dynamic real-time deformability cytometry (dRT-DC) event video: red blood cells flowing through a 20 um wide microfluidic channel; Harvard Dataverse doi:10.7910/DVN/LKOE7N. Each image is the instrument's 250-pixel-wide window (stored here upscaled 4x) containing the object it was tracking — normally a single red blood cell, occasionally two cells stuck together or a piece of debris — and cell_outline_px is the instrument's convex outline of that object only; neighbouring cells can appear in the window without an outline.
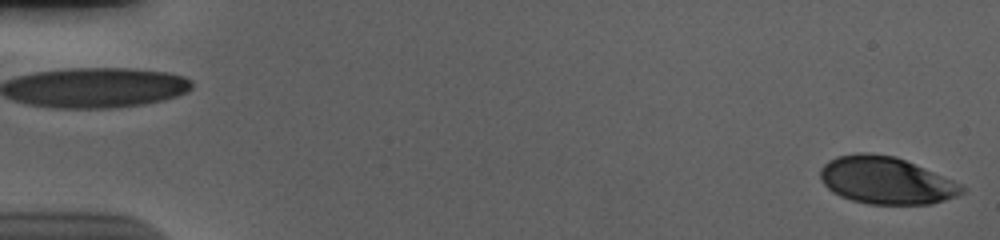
{"species": "human", "species_latin": "Homo sapiens", "temperature_condition": "cold", "stored_images_in_passage": 56, "camera_frame_rate_fps": 3000, "um_per_image_px": 0.085, "donor": {"sex": "male"}, "frame": {"image": 1, "passage_image": 1, "time_ms": 0.0, "image_size_px": [1000, 240], "cell_outline_px": [[964, 192], [956, 196], [932, 204], [868, 204], [852, 200], [840, 196], [832, 192], [820, 180], [820, 168], [828, 160], [836, 156], [856, 152], [868, 152], [896, 156], [952, 180], [960, 184], [964, 188]], "centroid_in_image_um": [75.26, 15.32], "position_along_channel_um": 9.7, "area_um2": 39.02}}
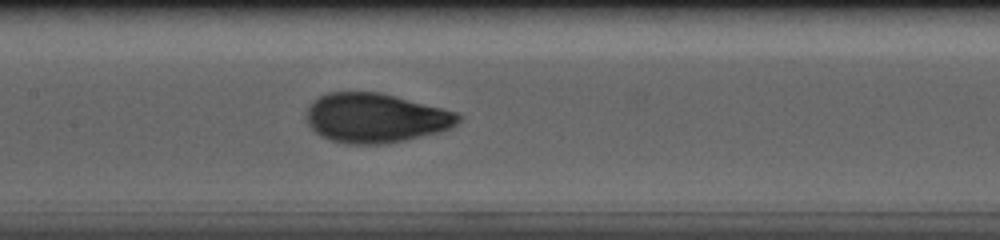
{"frame": {"image": 2, "passage_image": 28, "time_ms": 9.0, "image_size_px": [1000, 240], "cell_outline_px": [[460, 120], [456, 124], [440, 132], [404, 140], [384, 144], [344, 144], [320, 136], [308, 124], [304, 116], [308, 104], [320, 96], [328, 92], [380, 92], [456, 112], [460, 116]], "centroid_in_image_um": [31.86, 10.03], "position_along_channel_um": 175.5, "area_um2": 43.7}}
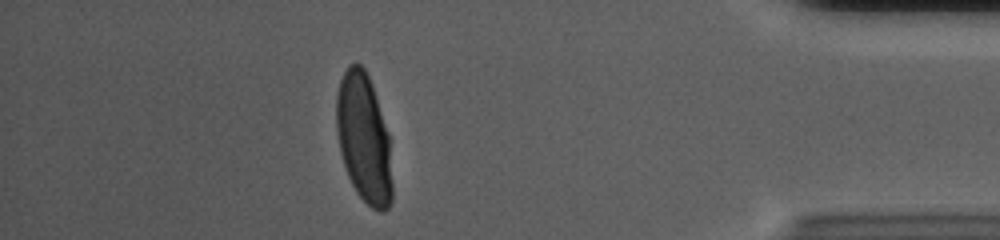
{"frame": {"image": 3, "passage_image": 50, "time_ms": 16.333, "image_size_px": [1000, 240], "cell_outline_px": [[392, 200], [388, 208], [384, 212], [380, 212], [372, 208], [356, 192], [348, 176], [340, 152], [336, 128], [336, 92], [340, 80], [348, 64], [356, 60], [364, 68], [372, 84], [388, 132], [392, 184]], "centroid_in_image_um": [30.91, 11.73], "position_along_channel_um": 404.3, "area_um2": 42.14}, "authors_computed_cell_mechanics": {"area_um2": 42.3096, "velocity_mm_per_s": 3.6781, "shape_relaxation_time_tau1_ms": 4.0039, "shape_relaxation_time_tau2_ms": null, "deformation_change_tau1": 0.2, "deformation_change_tau2": null}}